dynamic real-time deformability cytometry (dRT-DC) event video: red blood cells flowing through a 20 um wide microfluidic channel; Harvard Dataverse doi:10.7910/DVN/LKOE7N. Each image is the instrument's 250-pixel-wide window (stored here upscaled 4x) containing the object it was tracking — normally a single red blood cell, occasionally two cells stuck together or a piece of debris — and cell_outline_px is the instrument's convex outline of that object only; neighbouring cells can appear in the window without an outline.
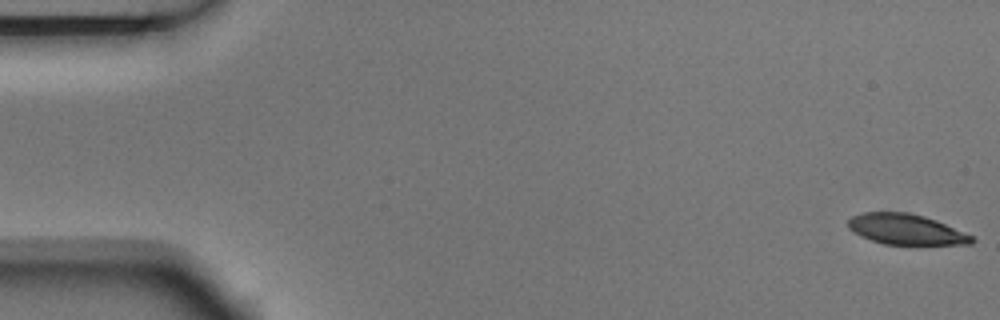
{"species": "Egyptian fruit bat (a non-hibernating species)", "species_latin": "Rousettus aegyptiacus", "temperature_condition": "room temperature", "stored_images_in_passage": 6, "camera_frame_rate_fps": 3000, "um_per_image_px": 0.085, "animal": {"sex": "male"}, "frame": {"image": 1, "passage_image": 1, "time_ms": 0.0, "image_size_px": [1000, 320], "cell_outline_px": [[976, 240], [972, 244], [884, 244], [860, 236], [848, 228], [848, 220], [852, 216], [864, 212], [908, 212], [924, 216], [936, 220], [972, 236]], "centroid_in_image_um": [76.99, 19.49], "position_along_channel_um": 8.0, "area_um2": 21.79}}
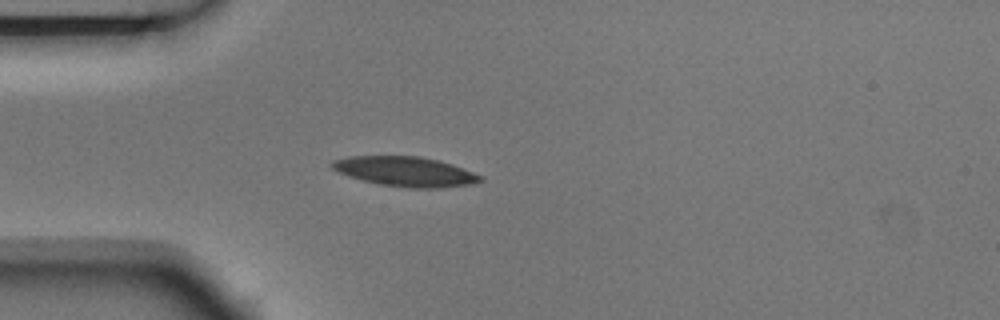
{"frame": {"image": 2, "passage_image": 5, "time_ms": 1.333, "image_size_px": [1000, 320], "cell_outline_px": [[484, 180], [468, 184], [440, 188], [408, 188], [380, 184], [348, 176], [332, 168], [332, 160], [352, 156], [420, 156], [440, 160], [452, 164], [484, 176]], "centroid_in_image_um": [34.49, 14.57], "position_along_channel_um": 50.5, "area_um2": 25.61}}